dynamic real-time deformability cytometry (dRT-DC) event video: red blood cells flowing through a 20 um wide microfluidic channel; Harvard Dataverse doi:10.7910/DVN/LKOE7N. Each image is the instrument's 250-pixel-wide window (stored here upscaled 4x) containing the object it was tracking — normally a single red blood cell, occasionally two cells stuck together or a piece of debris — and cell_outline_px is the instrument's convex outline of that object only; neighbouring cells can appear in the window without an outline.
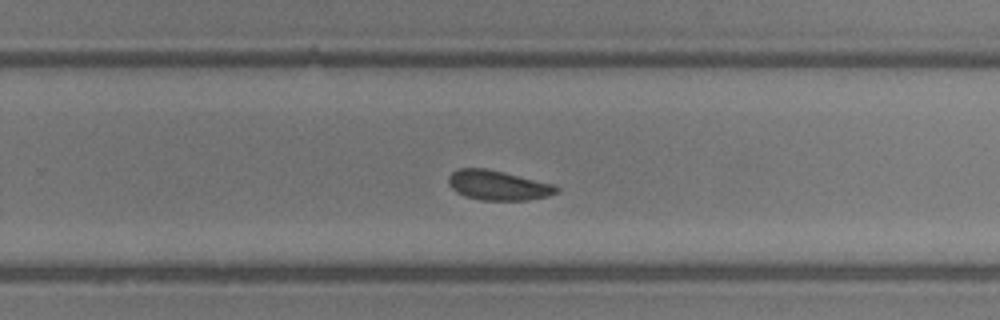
{"species": "common noctule bat (a hibernating species)", "species_latin": "Nyctalus noctula", "temperature_condition": "room temperature", "stored_images_in_passage": 32, "camera_frame_rate_fps": 3000, "um_per_image_px": 0.085, "animal": {"sex": "male", "body_mass_g": 13.3}, "frame": {"image": 1, "passage_image": 19, "time_ms": 6.0, "image_size_px": [1000, 320], "cell_outline_px": [[560, 188], [556, 192], [548, 196], [528, 200], [480, 200], [464, 196], [456, 192], [448, 184], [448, 176], [452, 172], [460, 168], [484, 168], [504, 172], [556, 184]], "centroid_in_image_um": [42.34, 15.75], "position_along_channel_um": 287.5, "area_um2": 18.84}}
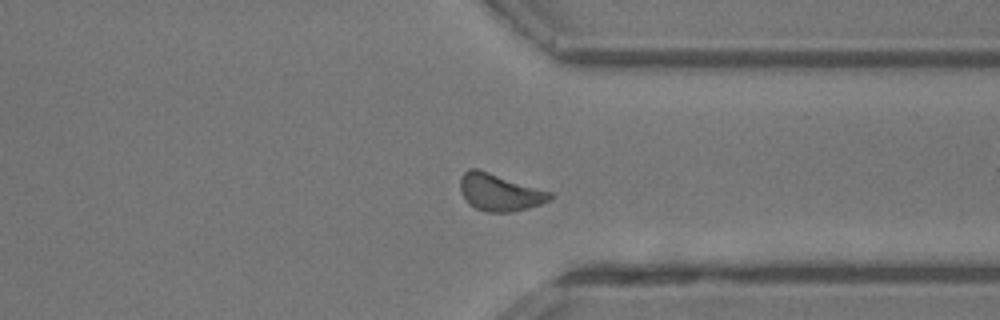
{"frame": {"image": 2, "passage_image": 23, "time_ms": 7.333, "image_size_px": [1000, 320], "cell_outline_px": [[556, 196], [552, 200], [540, 204], [512, 212], [488, 212], [476, 208], [468, 204], [460, 188], [460, 176], [468, 168], [476, 168], [552, 192]], "centroid_in_image_um": [42.49, 16.35], "position_along_channel_um": 368.9, "area_um2": 19.42}}